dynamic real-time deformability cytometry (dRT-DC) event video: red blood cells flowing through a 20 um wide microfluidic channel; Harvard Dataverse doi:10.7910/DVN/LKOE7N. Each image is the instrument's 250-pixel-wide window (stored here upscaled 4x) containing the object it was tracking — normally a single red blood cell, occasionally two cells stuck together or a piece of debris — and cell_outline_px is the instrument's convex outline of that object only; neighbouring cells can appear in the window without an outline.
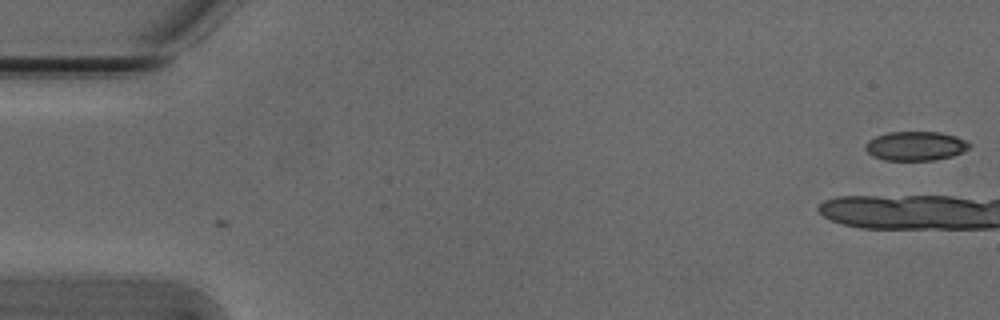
{"species": "Egyptian fruit bat (a non-hibernating species)", "species_latin": "Rousettus aegyptiacus", "temperature_condition": "cold", "stored_images_in_passage": 2, "camera_frame_rate_fps": 3000, "um_per_image_px": 0.085, "animal": {"sex": "male"}, "frame": {"image": 1, "passage_image": 2, "time_ms": 0.333, "image_size_px": [1000, 320], "cell_outline_px": [[972, 144], [968, 148], [952, 156], [932, 160], [884, 160], [872, 156], [864, 148], [864, 144], [868, 140], [876, 136], [888, 132], [940, 132], [956, 136]], "centroid_in_image_um": [77.78, 12.4], "position_along_channel_um": 7.2, "area_um2": 17.63}}